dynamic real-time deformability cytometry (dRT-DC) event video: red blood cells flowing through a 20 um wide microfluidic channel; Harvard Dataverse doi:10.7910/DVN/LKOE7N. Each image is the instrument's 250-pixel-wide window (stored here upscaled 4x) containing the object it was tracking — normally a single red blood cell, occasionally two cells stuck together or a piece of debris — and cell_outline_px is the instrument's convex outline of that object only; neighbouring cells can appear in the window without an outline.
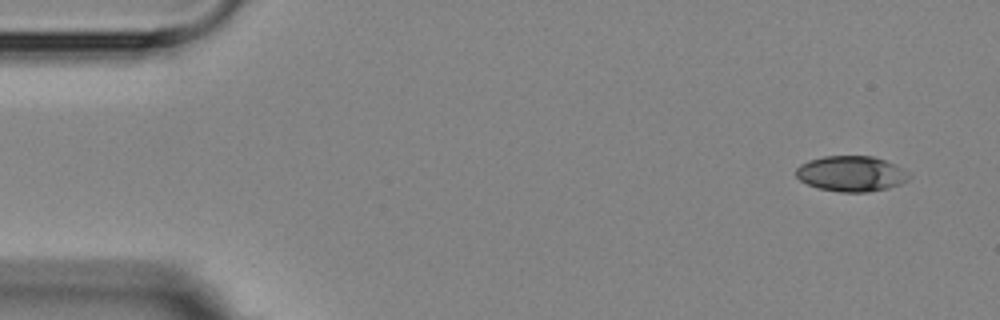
{"species": "Egyptian fruit bat (a non-hibernating species)", "species_latin": "Rousettus aegyptiacus", "temperature_condition": "room temperature", "stored_images_in_passage": 3, "segment_of_instrument_passage": [2, 2], "camera_frame_rate_fps": 3000, "um_per_image_px": 0.085, "animal": {"sex": "female"}, "frame": {"image": 1, "passage_image": 3, "time_ms": 2.333, "image_size_px": [1000, 320], "cell_outline_px": [[912, 176], [908, 180], [900, 184], [888, 188], [868, 192], [840, 192], [816, 188], [800, 180], [796, 176], [796, 168], [800, 164], [808, 160], [824, 156], [872, 156], [896, 164], [912, 172]], "centroid_in_image_um": [72.39, 14.76], "position_along_channel_um": 12.6, "area_um2": 23.76}}